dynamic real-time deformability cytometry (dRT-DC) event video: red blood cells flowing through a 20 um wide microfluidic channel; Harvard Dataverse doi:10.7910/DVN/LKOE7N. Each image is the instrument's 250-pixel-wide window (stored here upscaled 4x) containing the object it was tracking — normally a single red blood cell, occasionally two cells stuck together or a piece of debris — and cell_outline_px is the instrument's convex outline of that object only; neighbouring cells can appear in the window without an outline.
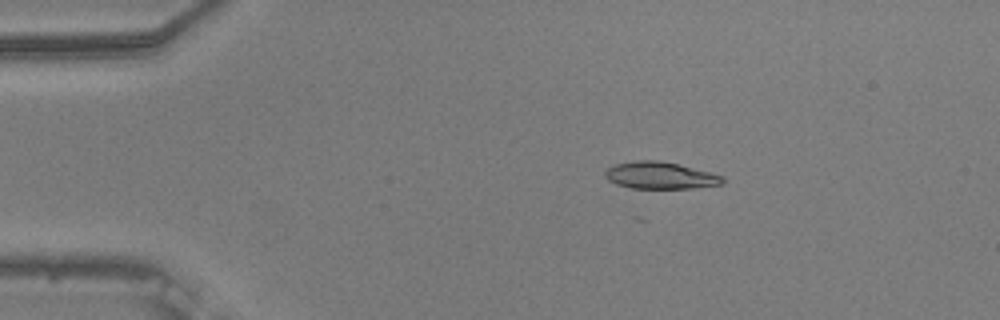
{"species": "common noctule bat (a hibernating species)", "species_latin": "Nyctalus noctula", "temperature_condition": "warm", "stored_images_in_passage": 47, "camera_frame_rate_fps": 3000, "um_per_image_px": 0.085, "animal": {"sex": "male", "body_mass_g": 20.5, "forearm_length_mm": 52.5}, "frame": {"image": 1, "passage_image": 3, "time_ms": 0.667, "image_size_px": [1000, 320], "cell_outline_px": [[724, 184], [692, 188], [632, 188], [616, 184], [608, 180], [604, 176], [604, 172], [608, 168], [616, 164], [636, 160], [656, 160], [676, 164], [712, 172], [724, 176]], "centroid_in_image_um": [56.13, 14.91], "position_along_channel_um": 28.9, "area_um2": 18.44}}
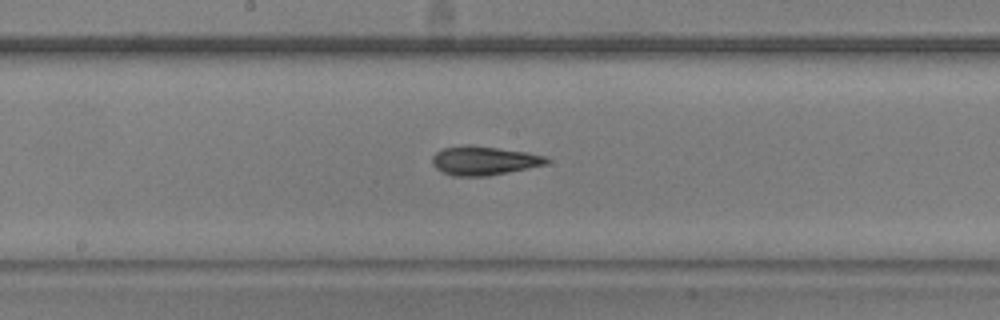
{"frame": {"image": 2, "passage_image": 22, "time_ms": 7.0, "image_size_px": [1000, 320], "cell_outline_px": [[548, 164], [488, 176], [452, 176], [440, 172], [432, 164], [432, 156], [436, 152], [444, 148], [468, 144], [472, 144], [524, 152], [548, 156]], "centroid_in_image_um": [41.1, 13.66], "position_along_channel_um": 207.1, "area_um2": 19.36}}
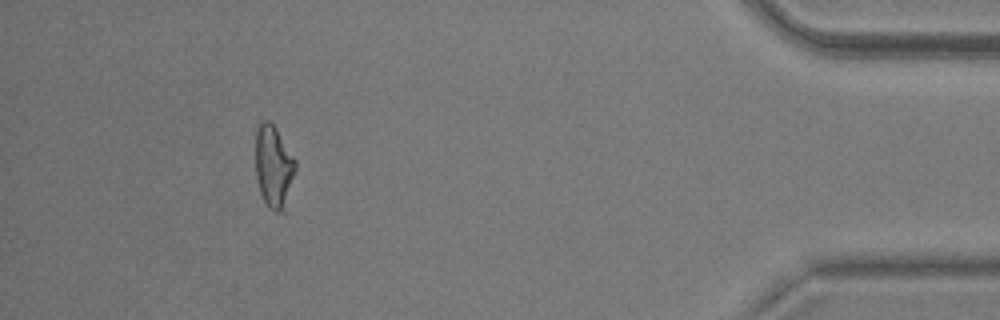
{"frame": {"image": 3, "passage_image": 43, "time_ms": 14.0, "image_size_px": [1000, 320], "cell_outline_px": [[296, 168], [284, 212], [276, 212], [268, 208], [260, 192], [256, 176], [256, 128], [264, 120], [268, 120], [276, 128], [296, 160]], "centroid_in_image_um": [23.26, 14.17], "position_along_channel_um": 411.9, "area_um2": 19.13}, "authors_computed_cell_mechanics": {"area_um2": 18.785, "velocity_mm_per_s": 3.7501, "shape_relaxation_time_tau1_ms": 5.0276, "shape_relaxation_time_tau2_ms": 2.4293, "deformation_change_tau1": 0.1743, "deformation_change_tau2": 0.1066}}